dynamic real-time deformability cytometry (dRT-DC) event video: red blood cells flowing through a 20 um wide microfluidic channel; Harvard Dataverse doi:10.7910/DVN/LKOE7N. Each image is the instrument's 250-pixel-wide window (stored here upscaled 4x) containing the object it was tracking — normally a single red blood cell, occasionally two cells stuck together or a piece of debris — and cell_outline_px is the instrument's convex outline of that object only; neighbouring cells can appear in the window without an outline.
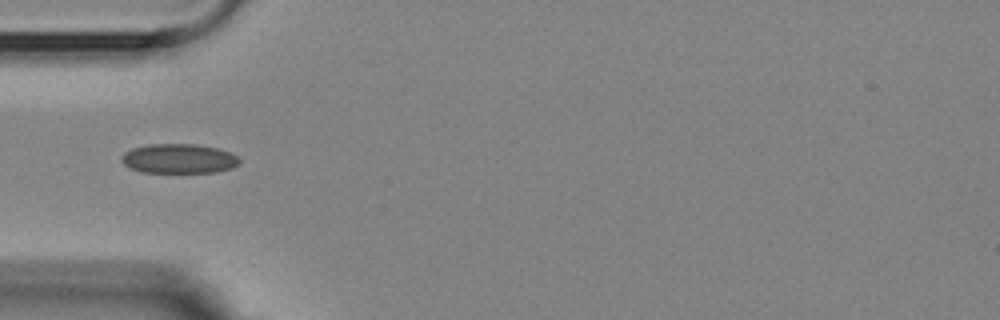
{"species": "Egyptian fruit bat (a non-hibernating species)", "species_latin": "Rousettus aegyptiacus", "temperature_condition": "room temperature", "stored_images_in_passage": 10, "camera_frame_rate_fps": 3000, "um_per_image_px": 0.085, "animal": {"sex": "female"}, "frame": {"image": 1, "passage_image": 4, "time_ms": 3.333, "image_size_px": [1000, 320], "cell_outline_px": [[240, 164], [232, 168], [216, 172], [140, 172], [128, 168], [120, 160], [120, 156], [124, 152], [132, 148], [148, 144], [196, 144], [220, 148], [236, 156], [240, 160]], "centroid_in_image_um": [15.17, 13.48], "position_along_channel_um": 69.8, "area_um2": 20.52}}
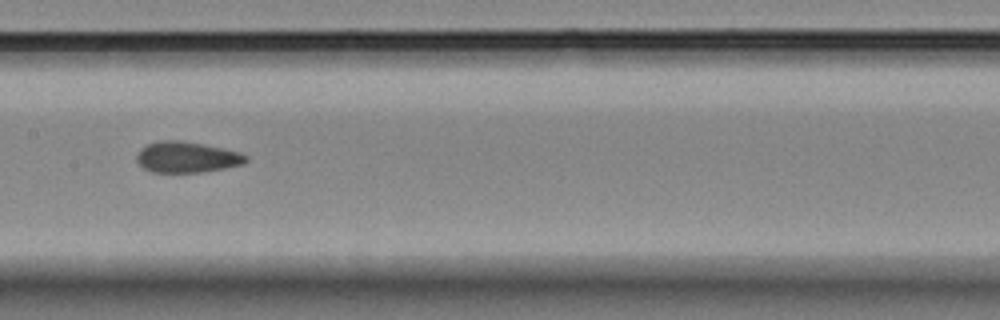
{"frame": {"image": 2, "passage_image": 7, "time_ms": 6.667, "image_size_px": [1000, 320], "cell_outline_px": [[248, 160], [244, 164], [224, 168], [200, 172], [152, 172], [144, 168], [136, 160], [136, 152], [140, 148], [148, 144], [160, 140], [180, 140], [204, 144], [224, 148], [240, 152], [248, 156]], "centroid_in_image_um": [15.88, 13.34], "position_along_channel_um": 191.5, "area_um2": 19.83}}
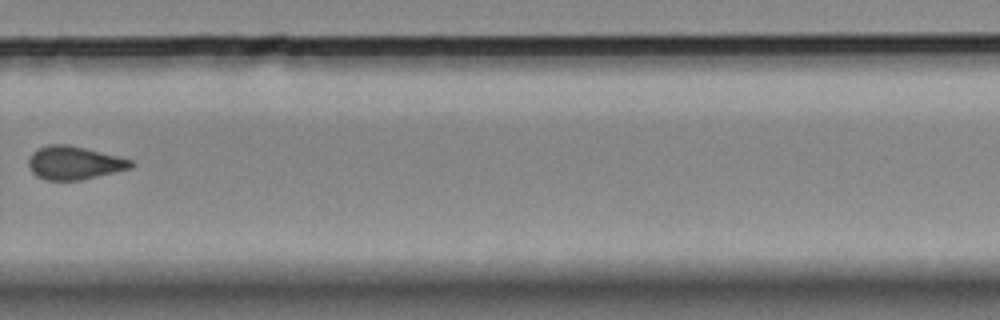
{"frame": {"image": 3, "passage_image": 10, "time_ms": 10.333, "image_size_px": [1000, 320], "cell_outline_px": [[136, 164], [132, 168], [80, 180], [44, 180], [36, 176], [32, 172], [28, 164], [28, 160], [32, 152], [36, 148], [48, 144], [68, 144], [120, 156], [132, 160]], "centroid_in_image_um": [6.31, 13.83], "position_along_channel_um": 323.5, "area_um2": 20.11}}